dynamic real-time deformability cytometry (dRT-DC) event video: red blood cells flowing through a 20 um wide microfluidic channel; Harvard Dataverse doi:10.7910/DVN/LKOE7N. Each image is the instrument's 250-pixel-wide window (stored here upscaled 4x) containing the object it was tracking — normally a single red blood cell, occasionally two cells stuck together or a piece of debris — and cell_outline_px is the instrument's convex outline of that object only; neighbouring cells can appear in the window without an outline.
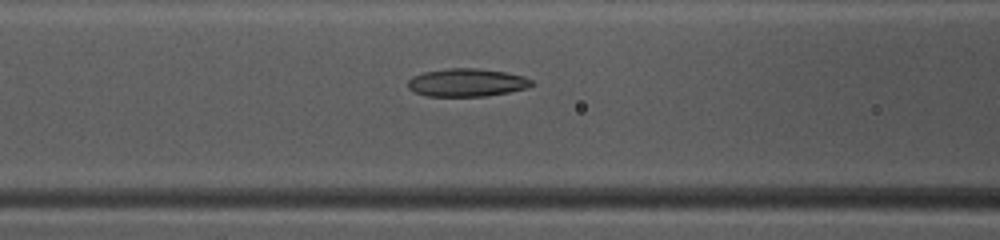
{"species": "common noctule bat (a hibernating species)", "species_latin": "Nyctalus noctula", "temperature_condition": "warm", "stored_images_in_passage": 49, "camera_frame_rate_fps": 3000, "um_per_image_px": 0.085, "animal": {"sex": "female", "body_mass_g": 10.0, "forearm_length_mm": 53.1}, "frame": {"image": 1, "passage_image": 21, "time_ms": 6.667, "image_size_px": [1000, 240], "cell_outline_px": [[536, 84], [528, 88], [508, 92], [484, 96], [424, 96], [408, 88], [408, 80], [412, 76], [424, 72], [448, 68], [476, 68], [504, 72], [524, 76], [532, 80]], "centroid_in_image_um": [39.69, 7.02], "position_along_channel_um": 126.9, "area_um2": 20.23}}
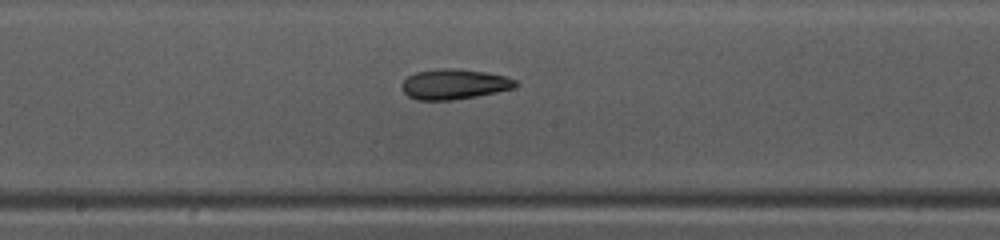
{"frame": {"image": 2, "passage_image": 27, "time_ms": 8.667, "image_size_px": [1000, 240], "cell_outline_px": [[520, 84], [512, 88], [496, 92], [476, 96], [452, 100], [416, 100], [408, 96], [400, 88], [400, 84], [408, 76], [416, 72], [440, 68], [460, 68], [484, 72], [504, 76], [516, 80]], "centroid_in_image_um": [38.57, 7.15], "position_along_channel_um": 209.6, "area_um2": 20.11}}
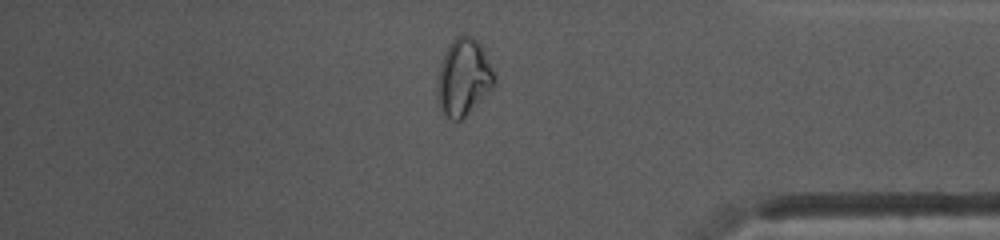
{"frame": {"image": 3, "passage_image": 42, "time_ms": 13.667, "image_size_px": [1000, 240], "cell_outline_px": [[492, 88], [460, 120], [452, 120], [444, 116], [440, 108], [436, 88], [436, 80], [440, 64], [444, 52], [452, 40], [460, 32], [476, 40], [480, 44], [492, 68]], "centroid_in_image_um": [39.33, 6.55], "position_along_channel_um": 395.9, "area_um2": 25.14}, "authors_computed_cell_mechanics": {"area_um2": 21.2704, "velocity_mm_per_s": 4.1257, "shape_relaxation_time_tau1_ms": null, "shape_relaxation_time_tau2_ms": 6.602, "deformation_change_tau1": null, "deformation_change_tau2": 0.15}}